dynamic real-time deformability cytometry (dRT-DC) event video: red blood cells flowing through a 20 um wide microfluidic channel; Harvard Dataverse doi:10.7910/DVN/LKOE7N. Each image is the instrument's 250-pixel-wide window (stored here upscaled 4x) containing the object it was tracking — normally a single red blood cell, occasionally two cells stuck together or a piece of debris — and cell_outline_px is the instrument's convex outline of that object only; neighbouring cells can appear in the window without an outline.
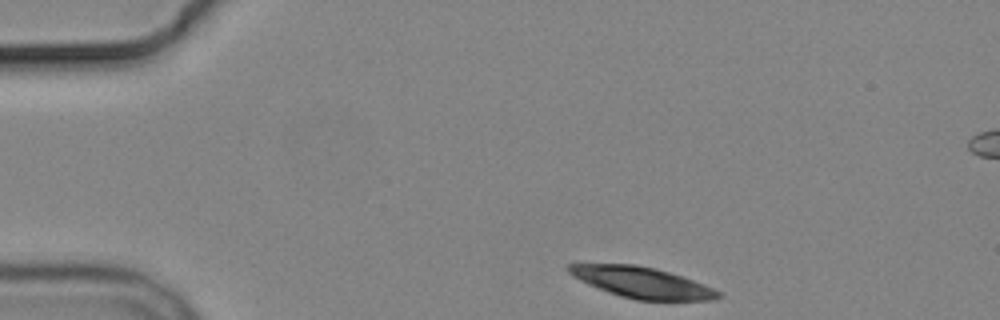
{"species": "common noctule bat (a hibernating species)", "species_latin": "Nyctalus noctula", "temperature_condition": "cold", "stored_images_in_passage": 2, "segment_of_instrument_passage": [1, 2], "camera_frame_rate_fps": 3000, "um_per_image_px": 0.085, "animal": {"sex": "male", "body_mass_g": 19.2, "forearm_length_mm": 51.8}, "frame": {"image": 1, "passage_image": 1, "time_ms": 0.0, "image_size_px": [1000, 320], "cell_outline_px": [[724, 296], [712, 300], [636, 300], [620, 296], [608, 292], [588, 284], [572, 276], [564, 268], [568, 264], [636, 264], [656, 268], [704, 284], [720, 292]], "centroid_in_image_um": [54.53, 24.01], "position_along_channel_um": 30.5, "area_um2": 26.88}}